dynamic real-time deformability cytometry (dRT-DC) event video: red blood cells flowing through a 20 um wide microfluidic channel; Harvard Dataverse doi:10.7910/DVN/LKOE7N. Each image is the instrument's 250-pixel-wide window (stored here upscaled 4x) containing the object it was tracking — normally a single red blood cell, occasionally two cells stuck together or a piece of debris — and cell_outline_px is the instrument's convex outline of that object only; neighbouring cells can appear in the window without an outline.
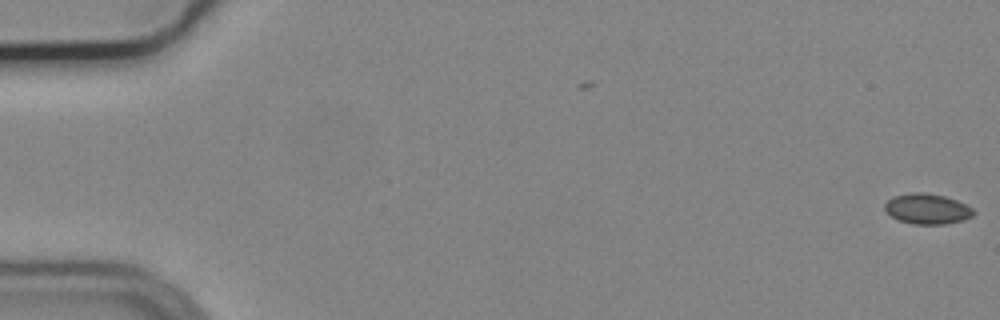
{"species": "common noctule bat (a hibernating species)", "species_latin": "Nyctalus noctula", "temperature_condition": "cold", "stored_images_in_passage": 56, "camera_frame_rate_fps": 3000, "um_per_image_px": 0.085, "animal": {"sex": "male", "body_mass_g": 19.2, "forearm_length_mm": 51.8}, "frame": {"image": 1, "passage_image": 1, "time_ms": 0.0, "image_size_px": [1000, 320], "cell_outline_px": [[976, 212], [972, 216], [964, 220], [944, 224], [912, 224], [896, 220], [884, 208], [884, 204], [892, 196], [912, 192], [924, 192], [944, 196], [956, 200], [972, 208]], "centroid_in_image_um": [78.8, 17.75], "position_along_channel_um": 6.2, "area_um2": 15.78}}
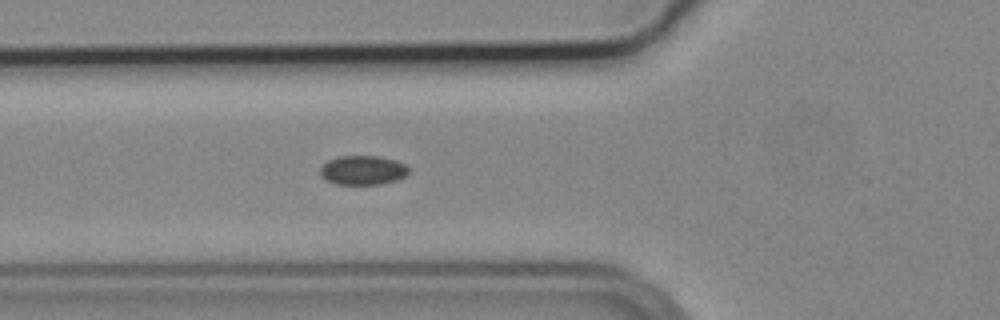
{"frame": {"image": 2, "passage_image": 21, "time_ms": 6.667, "image_size_px": [1000, 320], "cell_outline_px": [[408, 172], [404, 176], [396, 180], [380, 184], [336, 184], [320, 176], [320, 168], [328, 160], [340, 156], [376, 156], [396, 160], [404, 164], [408, 168]], "centroid_in_image_um": [30.82, 14.46], "position_along_channel_um": 95.0, "area_um2": 14.91}}
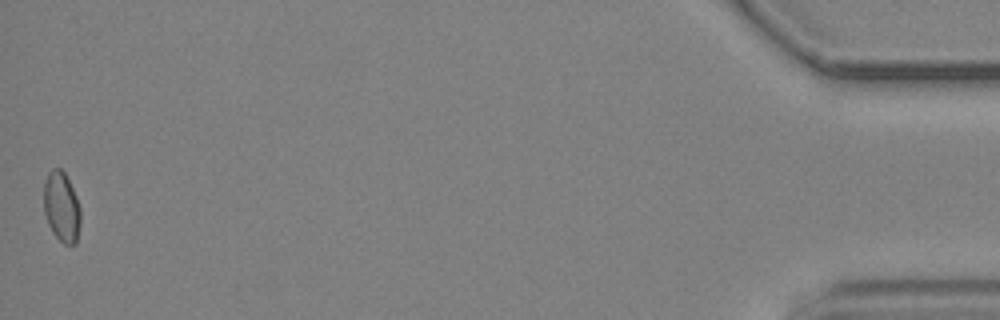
{"frame": {"image": 3, "passage_image": 56, "time_ms": 18.333, "image_size_px": [1000, 320], "cell_outline_px": [[80, 224], [76, 244], [64, 244], [52, 232], [48, 224], [44, 212], [44, 184], [48, 172], [52, 168], [60, 168], [64, 172], [76, 196], [80, 208]], "centroid_in_image_um": [5.23, 17.59], "position_along_channel_um": 430.0, "area_um2": 14.97}, "authors_computed_cell_mechanics": {"area_um2": 15.2014, "velocity_mm_per_s": 3.6953, "shape_relaxation_time_tau1_ms": null, "shape_relaxation_time_tau2_ms": 2.6509, "deformation_change_tau1": null, "deformation_change_tau2": 0.0497}}